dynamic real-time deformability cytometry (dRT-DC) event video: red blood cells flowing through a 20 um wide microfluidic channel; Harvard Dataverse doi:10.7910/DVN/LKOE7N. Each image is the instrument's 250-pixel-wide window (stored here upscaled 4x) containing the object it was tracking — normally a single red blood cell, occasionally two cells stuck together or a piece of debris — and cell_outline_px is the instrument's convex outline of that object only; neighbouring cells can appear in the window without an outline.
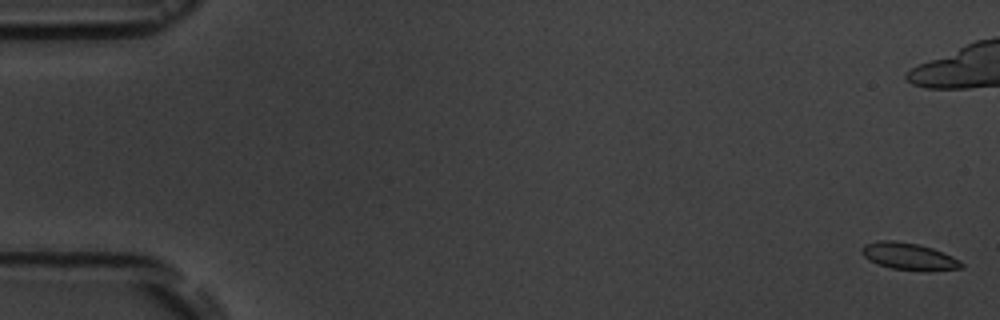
{"species": "common noctule bat (a hibernating species)", "species_latin": "Nyctalus noctula", "temperature_condition": "room temperature", "stored_images_in_passage": 4, "camera_frame_rate_fps": 3000, "um_per_image_px": 0.085, "animal": {"sex": "male", "body_mass_g": 19.5, "forearm_length_mm": 54.6}, "frame": {"image": 1, "passage_image": 1, "time_ms": 0.0, "image_size_px": [1000, 320], "cell_outline_px": [[964, 268], [892, 268], [868, 260], [860, 252], [860, 248], [864, 244], [880, 240], [896, 240], [916, 244], [932, 248], [952, 256], [960, 260], [964, 264]], "centroid_in_image_um": [77.16, 21.72], "position_along_channel_um": 7.8, "area_um2": 14.85}}